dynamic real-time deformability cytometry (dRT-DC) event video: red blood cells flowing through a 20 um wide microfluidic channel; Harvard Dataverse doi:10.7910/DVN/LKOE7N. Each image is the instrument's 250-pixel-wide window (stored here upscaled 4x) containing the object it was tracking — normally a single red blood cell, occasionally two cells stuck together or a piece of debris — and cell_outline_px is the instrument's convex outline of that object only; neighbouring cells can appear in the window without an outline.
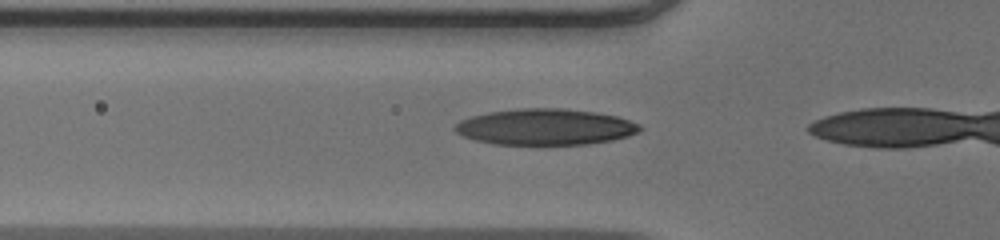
{"species": "human", "species_latin": "Homo sapiens", "temperature_condition": "warm", "stored_images_in_passage": 5, "camera_frame_rate_fps": 3000, "um_per_image_px": 0.085, "donor": {"sex": "male"}, "frame": {"image": 1, "passage_image": 3, "time_ms": 0.667, "image_size_px": [1000, 240], "cell_outline_px": [[644, 128], [640, 132], [628, 136], [612, 140], [588, 144], [492, 144], [476, 140], [464, 136], [456, 132], [452, 128], [460, 120], [472, 116], [488, 112], [520, 108], [564, 108], [596, 112], [616, 116], [640, 124]], "centroid_in_image_um": [46.37, 10.78], "position_along_channel_um": 79.4, "area_um2": 39.02}}